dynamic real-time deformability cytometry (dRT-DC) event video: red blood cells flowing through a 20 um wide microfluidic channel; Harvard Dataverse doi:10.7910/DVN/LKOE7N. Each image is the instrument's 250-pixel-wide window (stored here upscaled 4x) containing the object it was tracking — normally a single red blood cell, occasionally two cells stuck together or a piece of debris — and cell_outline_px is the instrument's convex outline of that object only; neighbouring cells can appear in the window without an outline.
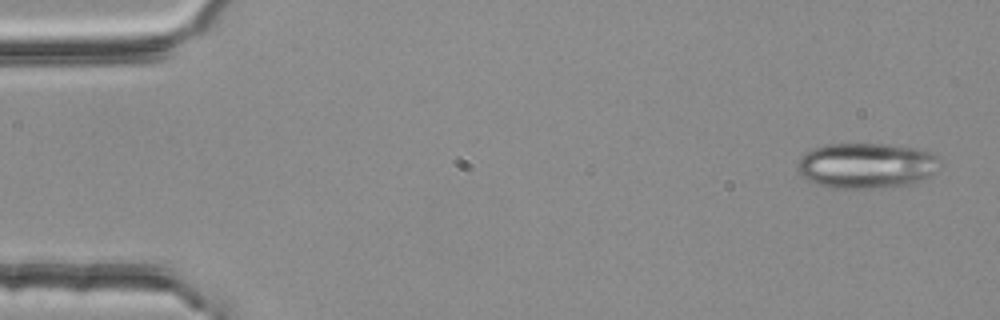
{"species": "common noctule bat (a hibernating species)", "species_latin": "Nyctalus noctula", "temperature_condition": "room temperature", "stored_images_in_passage": 6, "segment_of_instrument_passage": [1, 2], "camera_frame_rate_fps": 3000, "um_per_image_px": 0.085, "animal": {"sex": "female", "body_mass_g": 25.1}, "frame": {"image": 1, "passage_image": 1, "time_ms": 0.0, "image_size_px": [1000, 320], "cell_outline_px": [[936, 156], [932, 172], [928, 176], [920, 180], [908, 184], [872, 188], [832, 188], [816, 184], [804, 180], [796, 168], [796, 164], [800, 156], [804, 152], [812, 148], [828, 144], [884, 144], [920, 148]], "centroid_in_image_um": [73.49, 14.07], "position_along_channel_um": 11.5, "area_um2": 37.45}}
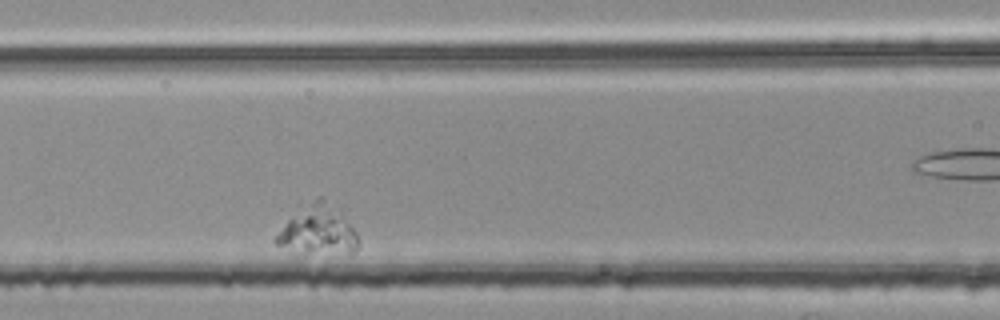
{"frame": {"image": 2, "passage_image": 5, "time_ms": 1.333, "image_size_px": [1000, 320], "cell_outline_px": [[360, 244], [356, 252], [304, 252], [276, 244], [272, 240], [288, 220], [316, 196], [324, 196], [356, 232], [360, 240]], "centroid_in_image_um": [27.05, 19.55], "position_along_channel_um": 139.5, "area_um2": 22.72}}